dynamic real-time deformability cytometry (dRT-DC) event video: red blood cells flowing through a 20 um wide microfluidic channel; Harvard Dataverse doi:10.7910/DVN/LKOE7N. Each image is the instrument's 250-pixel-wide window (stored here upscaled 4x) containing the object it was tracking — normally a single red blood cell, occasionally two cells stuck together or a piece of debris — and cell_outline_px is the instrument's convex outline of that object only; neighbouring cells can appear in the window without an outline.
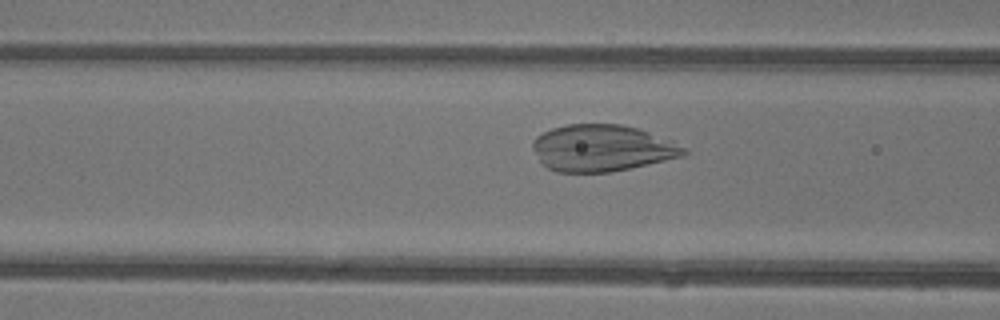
{"species": "common noctule bat (a hibernating species)", "species_latin": "Nyctalus noctula", "temperature_condition": "warm", "stored_images_in_passage": 42, "camera_frame_rate_fps": 3000, "um_per_image_px": 0.085, "animal": {"sex": "female"}, "frame": {"image": 1, "passage_image": 14, "time_ms": 4.333, "image_size_px": [1000, 320], "cell_outline_px": [[688, 152], [684, 156], [612, 172], [556, 172], [548, 168], [540, 160], [532, 148], [532, 140], [536, 136], [552, 128], [568, 124], [620, 124], [636, 128], [672, 140], [688, 148]], "centroid_in_image_um": [51.19, 12.59], "position_along_channel_um": 115.4, "area_um2": 41.1}}
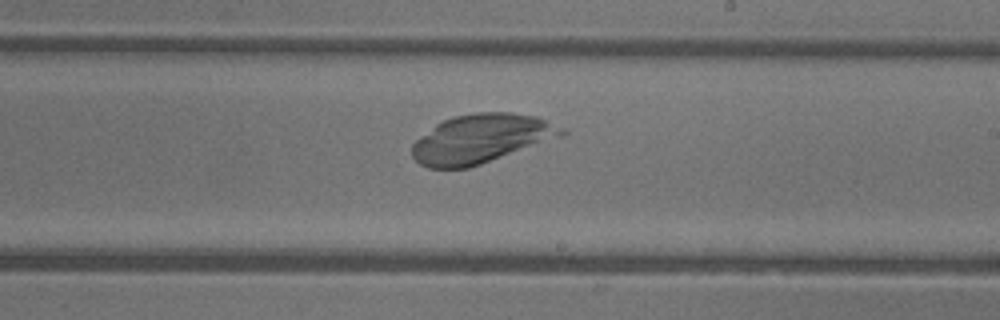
{"frame": {"image": 2, "passage_image": 23, "time_ms": 7.333, "image_size_px": [1000, 320], "cell_outline_px": [[568, 132], [560, 136], [480, 164], [468, 168], [428, 168], [420, 164], [412, 156], [412, 144], [420, 136], [436, 124], [452, 116], [476, 112], [508, 112], [536, 116], [568, 128]], "centroid_in_image_um": [40.88, 11.77], "position_along_channel_um": 248.1, "area_um2": 42.31}}
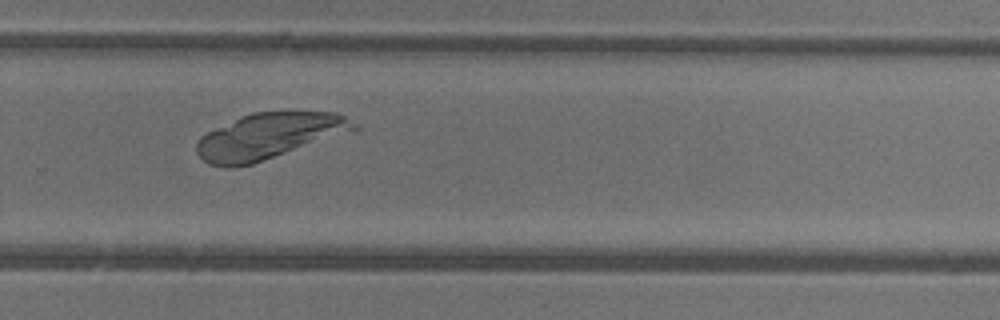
{"frame": {"image": 3, "passage_image": 27, "time_ms": 8.667, "image_size_px": [1000, 320], "cell_outline_px": [[360, 128], [356, 132], [252, 164], [232, 168], [228, 168], [208, 164], [196, 152], [196, 144], [200, 136], [216, 128], [252, 112], [288, 108], [332, 112], [344, 116], [356, 124]], "centroid_in_image_um": [22.97, 11.53], "position_along_channel_um": 306.8, "area_um2": 43.47}}